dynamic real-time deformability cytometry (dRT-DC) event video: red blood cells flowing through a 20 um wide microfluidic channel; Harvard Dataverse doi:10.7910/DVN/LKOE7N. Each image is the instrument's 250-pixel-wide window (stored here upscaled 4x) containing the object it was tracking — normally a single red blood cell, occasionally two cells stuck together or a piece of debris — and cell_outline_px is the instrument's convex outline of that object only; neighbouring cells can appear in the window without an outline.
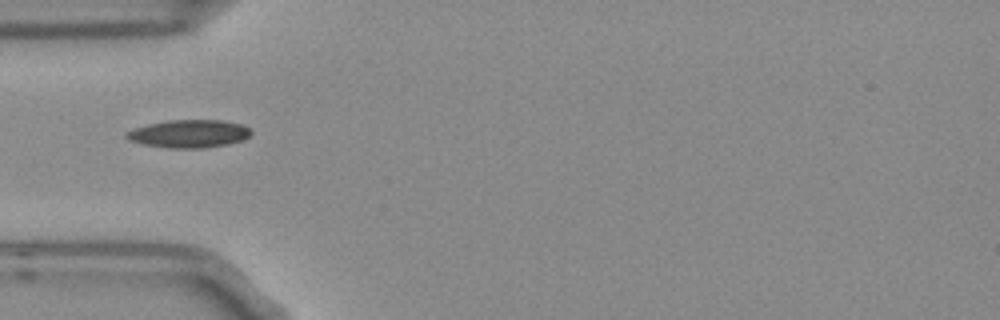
{"species": "Egyptian fruit bat (a non-hibernating species)", "species_latin": "Rousettus aegyptiacus", "temperature_condition": "room temperature", "stored_images_in_passage": 4, "camera_frame_rate_fps": 3000, "um_per_image_px": 0.085, "frame": {"image": 1, "passage_image": 4, "time_ms": 1.0, "image_size_px": [1000, 320], "cell_outline_px": [[252, 132], [244, 140], [228, 144], [204, 148], [168, 148], [144, 144], [128, 140], [124, 136], [124, 132], [148, 124], [168, 120], [220, 120], [240, 124], [248, 128]], "centroid_in_image_um": [16.04, 11.37], "position_along_channel_um": 69.0, "area_um2": 20.23}}